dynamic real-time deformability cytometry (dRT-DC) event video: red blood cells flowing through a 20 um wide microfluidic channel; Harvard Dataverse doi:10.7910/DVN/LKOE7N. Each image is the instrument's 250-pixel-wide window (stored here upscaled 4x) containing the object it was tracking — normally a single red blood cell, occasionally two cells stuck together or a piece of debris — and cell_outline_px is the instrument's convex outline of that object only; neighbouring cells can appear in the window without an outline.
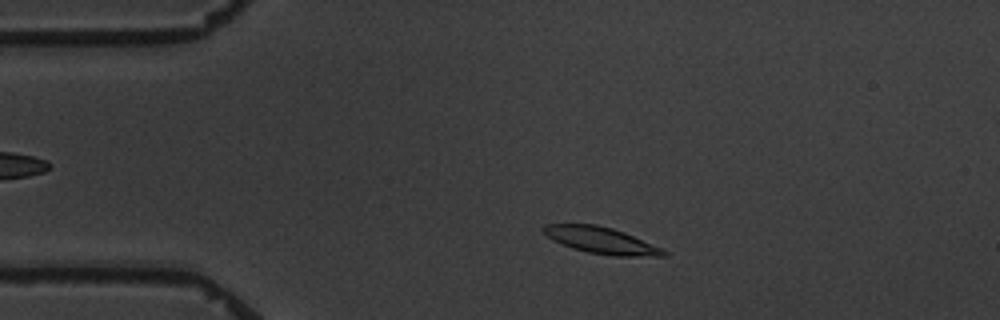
{"species": "common noctule bat (a hibernating species)", "species_latin": "Nyctalus noctula", "temperature_condition": "warm", "stored_images_in_passage": 3, "camera_frame_rate_fps": 3000, "um_per_image_px": 0.085, "animal": {"sex": "male", "body_mass_g": 19.5, "forearm_length_mm": 54.6}, "frame": {"image": 1, "passage_image": 2, "time_ms": 1.0, "image_size_px": [1000, 320], "cell_outline_px": [[668, 256], [612, 256], [588, 252], [572, 248], [552, 240], [540, 228], [544, 224], [596, 224], [612, 228], [624, 232], [660, 248], [668, 252]], "centroid_in_image_um": [51.07, 20.43], "position_along_channel_um": 33.9, "area_um2": 18.44}}